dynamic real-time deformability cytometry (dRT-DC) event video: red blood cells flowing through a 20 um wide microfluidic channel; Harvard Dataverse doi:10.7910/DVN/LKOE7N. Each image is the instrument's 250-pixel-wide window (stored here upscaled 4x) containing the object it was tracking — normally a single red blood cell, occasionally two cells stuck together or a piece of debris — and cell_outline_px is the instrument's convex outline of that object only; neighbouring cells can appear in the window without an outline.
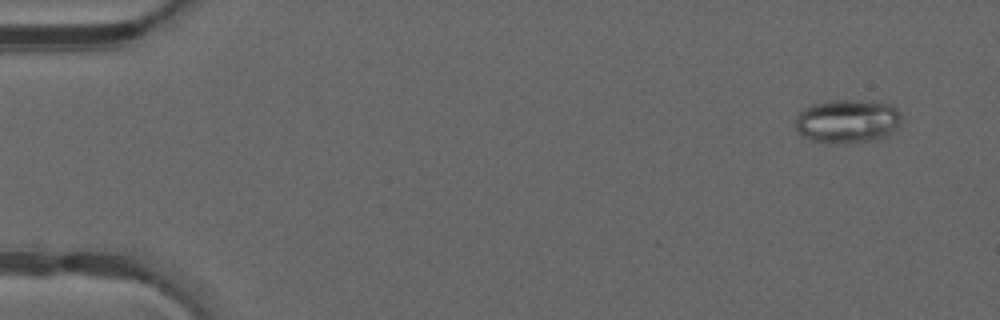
{"species": "common noctule bat (a hibernating species)", "species_latin": "Nyctalus noctula", "temperature_condition": "warm", "stored_images_in_passage": 49, "camera_frame_rate_fps": 3000, "um_per_image_px": 0.085, "animal": {"sex": "male", "forearm_length_mm": 52.5}, "frame": {"image": 1, "passage_image": 4, "time_ms": 1.0, "image_size_px": [1000, 320], "cell_outline_px": [[900, 128], [888, 136], [880, 140], [812, 140], [800, 136], [796, 128], [796, 120], [800, 112], [804, 108], [812, 104], [832, 100], [860, 100], [888, 104], [896, 108], [900, 112]], "centroid_in_image_um": [72.08, 10.26], "position_along_channel_um": 12.9, "area_um2": 26.41}}
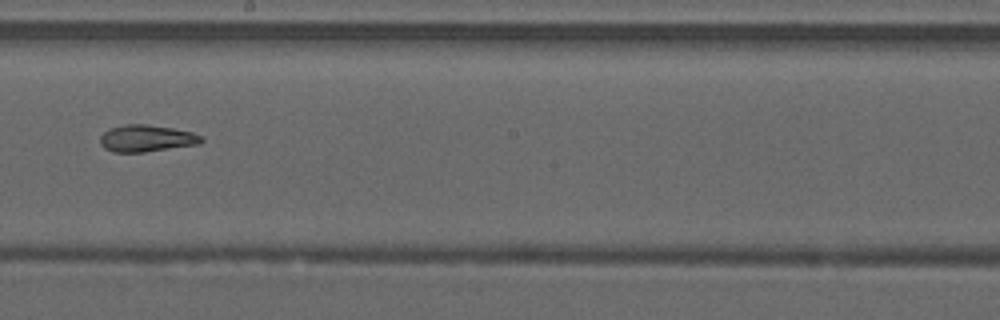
{"frame": {"image": 2, "passage_image": 29, "time_ms": 9.333, "image_size_px": [1000, 320], "cell_outline_px": [[204, 140], [200, 144], [144, 152], [112, 152], [104, 148], [100, 144], [100, 136], [108, 128], [124, 124], [144, 124], [172, 128], [192, 132], [204, 136]], "centroid_in_image_um": [12.45, 11.76], "position_along_channel_um": 235.7, "area_um2": 16.01}}
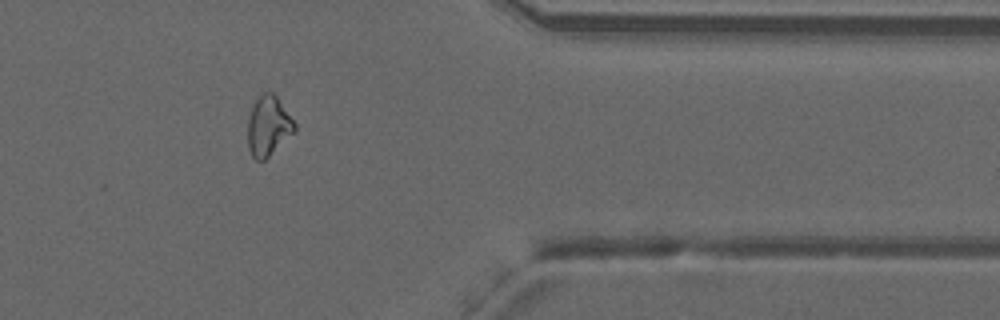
{"frame": {"image": 3, "passage_image": 41, "time_ms": 13.333, "image_size_px": [1000, 320], "cell_outline_px": [[296, 132], [264, 160], [256, 160], [252, 156], [248, 148], [248, 120], [252, 104], [264, 92], [272, 92], [276, 96], [296, 124]], "centroid_in_image_um": [22.81, 10.72], "position_along_channel_um": 388.6, "area_um2": 16.3}, "authors_computed_cell_mechanics": {"area_um2": 18.0914, "velocity_mm_per_s": 4.2325, "shape_relaxation_time_tau1_ms": null, "shape_relaxation_time_tau2_ms": 5.0554, "deformation_change_tau1": null, "deformation_change_tau2": 0.121}}